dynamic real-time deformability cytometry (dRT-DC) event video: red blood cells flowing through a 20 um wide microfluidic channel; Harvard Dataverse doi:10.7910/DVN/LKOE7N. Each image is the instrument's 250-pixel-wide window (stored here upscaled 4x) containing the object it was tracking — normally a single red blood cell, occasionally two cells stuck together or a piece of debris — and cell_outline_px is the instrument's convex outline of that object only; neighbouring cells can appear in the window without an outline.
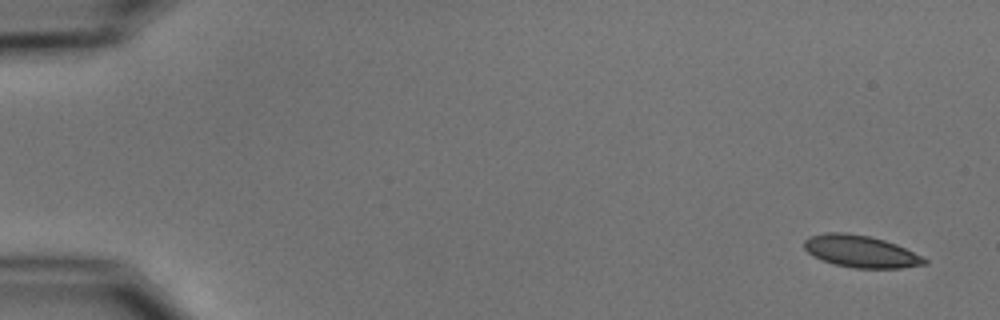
{"species": "common noctule bat (a hibernating species)", "species_latin": "Nyctalus noctula", "temperature_condition": "cold", "stored_images_in_passage": 5, "camera_frame_rate_fps": 3000, "um_per_image_px": 0.085, "animal": {"sex": "male", "body_mass_g": 15.6}, "frame": {"image": 1, "passage_image": 1, "time_ms": 0.0, "image_size_px": [1000, 320], "cell_outline_px": [[928, 264], [900, 268], [852, 268], [836, 264], [812, 256], [804, 248], [804, 240], [808, 236], [824, 232], [844, 232], [868, 236], [884, 240], [896, 244], [928, 260]], "centroid_in_image_um": [73.13, 21.36], "position_along_channel_um": 11.9, "area_um2": 22.37}}
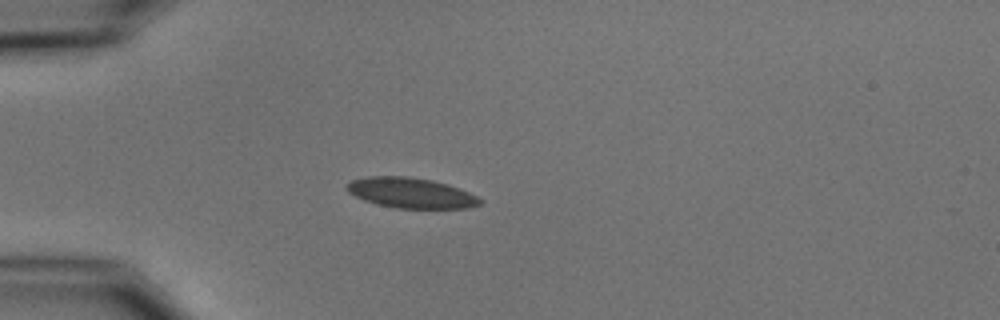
{"frame": {"image": 2, "passage_image": 4, "time_ms": 4.333, "image_size_px": [1000, 320], "cell_outline_px": [[484, 200], [480, 204], [468, 208], [396, 208], [376, 204], [364, 200], [348, 192], [344, 188], [352, 180], [368, 176], [408, 176], [432, 180], [448, 184], [460, 188]], "centroid_in_image_um": [34.93, 16.39], "position_along_channel_um": 50.1, "area_um2": 23.58}}